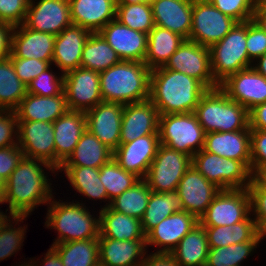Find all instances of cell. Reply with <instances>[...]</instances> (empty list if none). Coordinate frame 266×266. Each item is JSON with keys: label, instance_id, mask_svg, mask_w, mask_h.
<instances>
[{"label": "cell", "instance_id": "obj_1", "mask_svg": "<svg viewBox=\"0 0 266 266\" xmlns=\"http://www.w3.org/2000/svg\"><path fill=\"white\" fill-rule=\"evenodd\" d=\"M45 170L58 174L57 169L49 163L23 156L6 180L2 201L8 203V214L30 216L40 204L47 205L51 201L54 187Z\"/></svg>", "mask_w": 266, "mask_h": 266}, {"label": "cell", "instance_id": "obj_2", "mask_svg": "<svg viewBox=\"0 0 266 266\" xmlns=\"http://www.w3.org/2000/svg\"><path fill=\"white\" fill-rule=\"evenodd\" d=\"M207 89L195 78L163 66L150 72L149 100L159 115L191 113Z\"/></svg>", "mask_w": 266, "mask_h": 266}, {"label": "cell", "instance_id": "obj_3", "mask_svg": "<svg viewBox=\"0 0 266 266\" xmlns=\"http://www.w3.org/2000/svg\"><path fill=\"white\" fill-rule=\"evenodd\" d=\"M150 72L144 62L125 60L100 72L103 101L126 105L148 100Z\"/></svg>", "mask_w": 266, "mask_h": 266}, {"label": "cell", "instance_id": "obj_4", "mask_svg": "<svg viewBox=\"0 0 266 266\" xmlns=\"http://www.w3.org/2000/svg\"><path fill=\"white\" fill-rule=\"evenodd\" d=\"M54 198L47 204L44 223L47 228L58 232L52 244L99 238V213L95 217L83 201L74 203L72 200L71 203Z\"/></svg>", "mask_w": 266, "mask_h": 266}, {"label": "cell", "instance_id": "obj_5", "mask_svg": "<svg viewBox=\"0 0 266 266\" xmlns=\"http://www.w3.org/2000/svg\"><path fill=\"white\" fill-rule=\"evenodd\" d=\"M194 114L205 133L250 130L249 111L219 87L209 89L201 96Z\"/></svg>", "mask_w": 266, "mask_h": 266}, {"label": "cell", "instance_id": "obj_6", "mask_svg": "<svg viewBox=\"0 0 266 266\" xmlns=\"http://www.w3.org/2000/svg\"><path fill=\"white\" fill-rule=\"evenodd\" d=\"M246 38L247 21L237 22L222 40L209 48L211 71L218 84L230 75L252 67L253 61L247 54Z\"/></svg>", "mask_w": 266, "mask_h": 266}, {"label": "cell", "instance_id": "obj_7", "mask_svg": "<svg viewBox=\"0 0 266 266\" xmlns=\"http://www.w3.org/2000/svg\"><path fill=\"white\" fill-rule=\"evenodd\" d=\"M160 144L193 157L203 149L205 131L194 112L159 115Z\"/></svg>", "mask_w": 266, "mask_h": 266}, {"label": "cell", "instance_id": "obj_8", "mask_svg": "<svg viewBox=\"0 0 266 266\" xmlns=\"http://www.w3.org/2000/svg\"><path fill=\"white\" fill-rule=\"evenodd\" d=\"M192 165L220 189H245L252 181V172L242 161L220 157L203 149L192 157Z\"/></svg>", "mask_w": 266, "mask_h": 266}, {"label": "cell", "instance_id": "obj_9", "mask_svg": "<svg viewBox=\"0 0 266 266\" xmlns=\"http://www.w3.org/2000/svg\"><path fill=\"white\" fill-rule=\"evenodd\" d=\"M191 165L192 157L160 144L144 180L153 192L176 191Z\"/></svg>", "mask_w": 266, "mask_h": 266}, {"label": "cell", "instance_id": "obj_10", "mask_svg": "<svg viewBox=\"0 0 266 266\" xmlns=\"http://www.w3.org/2000/svg\"><path fill=\"white\" fill-rule=\"evenodd\" d=\"M237 23L223 14L209 0H193L192 26L188 40L210 48L219 42Z\"/></svg>", "mask_w": 266, "mask_h": 266}, {"label": "cell", "instance_id": "obj_11", "mask_svg": "<svg viewBox=\"0 0 266 266\" xmlns=\"http://www.w3.org/2000/svg\"><path fill=\"white\" fill-rule=\"evenodd\" d=\"M251 215L250 196L245 189H221L199 222L204 227L232 226Z\"/></svg>", "mask_w": 266, "mask_h": 266}, {"label": "cell", "instance_id": "obj_12", "mask_svg": "<svg viewBox=\"0 0 266 266\" xmlns=\"http://www.w3.org/2000/svg\"><path fill=\"white\" fill-rule=\"evenodd\" d=\"M197 79L207 90L219 87L211 71L210 50L191 40H184L163 66Z\"/></svg>", "mask_w": 266, "mask_h": 266}, {"label": "cell", "instance_id": "obj_13", "mask_svg": "<svg viewBox=\"0 0 266 266\" xmlns=\"http://www.w3.org/2000/svg\"><path fill=\"white\" fill-rule=\"evenodd\" d=\"M69 110L87 112L103 101L99 72L78 67L64 74L63 89Z\"/></svg>", "mask_w": 266, "mask_h": 266}, {"label": "cell", "instance_id": "obj_14", "mask_svg": "<svg viewBox=\"0 0 266 266\" xmlns=\"http://www.w3.org/2000/svg\"><path fill=\"white\" fill-rule=\"evenodd\" d=\"M17 144L25 157L39 159L55 168L53 123L18 121Z\"/></svg>", "mask_w": 266, "mask_h": 266}, {"label": "cell", "instance_id": "obj_15", "mask_svg": "<svg viewBox=\"0 0 266 266\" xmlns=\"http://www.w3.org/2000/svg\"><path fill=\"white\" fill-rule=\"evenodd\" d=\"M24 24L35 31L60 34L73 24L69 0H30Z\"/></svg>", "mask_w": 266, "mask_h": 266}, {"label": "cell", "instance_id": "obj_16", "mask_svg": "<svg viewBox=\"0 0 266 266\" xmlns=\"http://www.w3.org/2000/svg\"><path fill=\"white\" fill-rule=\"evenodd\" d=\"M219 88L248 111L266 102V77L253 67L230 75L219 84Z\"/></svg>", "mask_w": 266, "mask_h": 266}, {"label": "cell", "instance_id": "obj_17", "mask_svg": "<svg viewBox=\"0 0 266 266\" xmlns=\"http://www.w3.org/2000/svg\"><path fill=\"white\" fill-rule=\"evenodd\" d=\"M123 104L100 102L85 112L86 129L114 151L120 145Z\"/></svg>", "mask_w": 266, "mask_h": 266}, {"label": "cell", "instance_id": "obj_18", "mask_svg": "<svg viewBox=\"0 0 266 266\" xmlns=\"http://www.w3.org/2000/svg\"><path fill=\"white\" fill-rule=\"evenodd\" d=\"M159 146V134L141 136L134 141L120 144L113 151V158L124 170L144 179Z\"/></svg>", "mask_w": 266, "mask_h": 266}, {"label": "cell", "instance_id": "obj_19", "mask_svg": "<svg viewBox=\"0 0 266 266\" xmlns=\"http://www.w3.org/2000/svg\"><path fill=\"white\" fill-rule=\"evenodd\" d=\"M220 190L191 165L180 180L176 191L182 200L183 210L200 219Z\"/></svg>", "mask_w": 266, "mask_h": 266}, {"label": "cell", "instance_id": "obj_20", "mask_svg": "<svg viewBox=\"0 0 266 266\" xmlns=\"http://www.w3.org/2000/svg\"><path fill=\"white\" fill-rule=\"evenodd\" d=\"M114 49L121 60L144 62L148 34L124 26L116 19L98 32Z\"/></svg>", "mask_w": 266, "mask_h": 266}, {"label": "cell", "instance_id": "obj_21", "mask_svg": "<svg viewBox=\"0 0 266 266\" xmlns=\"http://www.w3.org/2000/svg\"><path fill=\"white\" fill-rule=\"evenodd\" d=\"M159 112L148 99L124 106L120 144L134 141L141 136L159 134Z\"/></svg>", "mask_w": 266, "mask_h": 266}, {"label": "cell", "instance_id": "obj_22", "mask_svg": "<svg viewBox=\"0 0 266 266\" xmlns=\"http://www.w3.org/2000/svg\"><path fill=\"white\" fill-rule=\"evenodd\" d=\"M198 223L199 219L195 215L186 211L176 212L158 223L146 235V246L158 247L155 252L170 253Z\"/></svg>", "mask_w": 266, "mask_h": 266}, {"label": "cell", "instance_id": "obj_23", "mask_svg": "<svg viewBox=\"0 0 266 266\" xmlns=\"http://www.w3.org/2000/svg\"><path fill=\"white\" fill-rule=\"evenodd\" d=\"M55 35L29 29L25 24L15 26L9 58H35L52 62Z\"/></svg>", "mask_w": 266, "mask_h": 266}, {"label": "cell", "instance_id": "obj_24", "mask_svg": "<svg viewBox=\"0 0 266 266\" xmlns=\"http://www.w3.org/2000/svg\"><path fill=\"white\" fill-rule=\"evenodd\" d=\"M154 23L189 39L193 0H151Z\"/></svg>", "mask_w": 266, "mask_h": 266}, {"label": "cell", "instance_id": "obj_25", "mask_svg": "<svg viewBox=\"0 0 266 266\" xmlns=\"http://www.w3.org/2000/svg\"><path fill=\"white\" fill-rule=\"evenodd\" d=\"M92 32L78 25L66 27L55 36L52 63L61 73L80 67L83 47Z\"/></svg>", "mask_w": 266, "mask_h": 266}, {"label": "cell", "instance_id": "obj_26", "mask_svg": "<svg viewBox=\"0 0 266 266\" xmlns=\"http://www.w3.org/2000/svg\"><path fill=\"white\" fill-rule=\"evenodd\" d=\"M55 142V169L73 153L81 135L86 130L85 112L68 110L53 122Z\"/></svg>", "mask_w": 266, "mask_h": 266}, {"label": "cell", "instance_id": "obj_27", "mask_svg": "<svg viewBox=\"0 0 266 266\" xmlns=\"http://www.w3.org/2000/svg\"><path fill=\"white\" fill-rule=\"evenodd\" d=\"M203 150L220 157L242 161L250 169V130L206 133Z\"/></svg>", "mask_w": 266, "mask_h": 266}, {"label": "cell", "instance_id": "obj_28", "mask_svg": "<svg viewBox=\"0 0 266 266\" xmlns=\"http://www.w3.org/2000/svg\"><path fill=\"white\" fill-rule=\"evenodd\" d=\"M69 4L72 23L92 33L116 17V0H69Z\"/></svg>", "mask_w": 266, "mask_h": 266}, {"label": "cell", "instance_id": "obj_29", "mask_svg": "<svg viewBox=\"0 0 266 266\" xmlns=\"http://www.w3.org/2000/svg\"><path fill=\"white\" fill-rule=\"evenodd\" d=\"M68 110L64 91L57 96H38L27 93L15 109V113L18 121L53 123Z\"/></svg>", "mask_w": 266, "mask_h": 266}, {"label": "cell", "instance_id": "obj_30", "mask_svg": "<svg viewBox=\"0 0 266 266\" xmlns=\"http://www.w3.org/2000/svg\"><path fill=\"white\" fill-rule=\"evenodd\" d=\"M98 242L99 264L102 266H140L148 252L146 240L98 238Z\"/></svg>", "mask_w": 266, "mask_h": 266}, {"label": "cell", "instance_id": "obj_31", "mask_svg": "<svg viewBox=\"0 0 266 266\" xmlns=\"http://www.w3.org/2000/svg\"><path fill=\"white\" fill-rule=\"evenodd\" d=\"M99 238L119 241L146 240L141 220L113 210L110 206L99 209Z\"/></svg>", "mask_w": 266, "mask_h": 266}, {"label": "cell", "instance_id": "obj_32", "mask_svg": "<svg viewBox=\"0 0 266 266\" xmlns=\"http://www.w3.org/2000/svg\"><path fill=\"white\" fill-rule=\"evenodd\" d=\"M58 172L63 171L69 183H71V187L74 188L76 193H80L81 196H85V198H89L88 200H102V202L107 203L100 209H105L108 207V196L106 193V189L101 182L100 168H92V167H80V166H61ZM105 200V201H104Z\"/></svg>", "mask_w": 266, "mask_h": 266}, {"label": "cell", "instance_id": "obj_33", "mask_svg": "<svg viewBox=\"0 0 266 266\" xmlns=\"http://www.w3.org/2000/svg\"><path fill=\"white\" fill-rule=\"evenodd\" d=\"M209 249L207 233L199 222L170 253L180 266H205Z\"/></svg>", "mask_w": 266, "mask_h": 266}, {"label": "cell", "instance_id": "obj_34", "mask_svg": "<svg viewBox=\"0 0 266 266\" xmlns=\"http://www.w3.org/2000/svg\"><path fill=\"white\" fill-rule=\"evenodd\" d=\"M112 158L113 151L86 129L73 153L61 166L100 168Z\"/></svg>", "mask_w": 266, "mask_h": 266}, {"label": "cell", "instance_id": "obj_35", "mask_svg": "<svg viewBox=\"0 0 266 266\" xmlns=\"http://www.w3.org/2000/svg\"><path fill=\"white\" fill-rule=\"evenodd\" d=\"M184 40L180 35L155 25L148 33L144 63L150 70L164 66Z\"/></svg>", "mask_w": 266, "mask_h": 266}, {"label": "cell", "instance_id": "obj_36", "mask_svg": "<svg viewBox=\"0 0 266 266\" xmlns=\"http://www.w3.org/2000/svg\"><path fill=\"white\" fill-rule=\"evenodd\" d=\"M209 248L226 247L248 241H260L258 226L252 216L232 226L204 227Z\"/></svg>", "mask_w": 266, "mask_h": 266}, {"label": "cell", "instance_id": "obj_37", "mask_svg": "<svg viewBox=\"0 0 266 266\" xmlns=\"http://www.w3.org/2000/svg\"><path fill=\"white\" fill-rule=\"evenodd\" d=\"M183 203L177 191L151 192L147 208L141 219L142 230L147 235L158 223L176 212H182Z\"/></svg>", "mask_w": 266, "mask_h": 266}, {"label": "cell", "instance_id": "obj_38", "mask_svg": "<svg viewBox=\"0 0 266 266\" xmlns=\"http://www.w3.org/2000/svg\"><path fill=\"white\" fill-rule=\"evenodd\" d=\"M120 61L114 49L96 32L90 34L83 47L80 67L100 73Z\"/></svg>", "mask_w": 266, "mask_h": 266}, {"label": "cell", "instance_id": "obj_39", "mask_svg": "<svg viewBox=\"0 0 266 266\" xmlns=\"http://www.w3.org/2000/svg\"><path fill=\"white\" fill-rule=\"evenodd\" d=\"M58 252L63 266H97L99 264L98 239L77 240L51 244Z\"/></svg>", "mask_w": 266, "mask_h": 266}, {"label": "cell", "instance_id": "obj_40", "mask_svg": "<svg viewBox=\"0 0 266 266\" xmlns=\"http://www.w3.org/2000/svg\"><path fill=\"white\" fill-rule=\"evenodd\" d=\"M26 94L27 85L18 78L11 59L0 60V109L15 110Z\"/></svg>", "mask_w": 266, "mask_h": 266}, {"label": "cell", "instance_id": "obj_41", "mask_svg": "<svg viewBox=\"0 0 266 266\" xmlns=\"http://www.w3.org/2000/svg\"><path fill=\"white\" fill-rule=\"evenodd\" d=\"M152 190L144 179L127 189L110 203V207L120 213L139 220L144 216Z\"/></svg>", "mask_w": 266, "mask_h": 266}, {"label": "cell", "instance_id": "obj_42", "mask_svg": "<svg viewBox=\"0 0 266 266\" xmlns=\"http://www.w3.org/2000/svg\"><path fill=\"white\" fill-rule=\"evenodd\" d=\"M99 178L106 189L108 206L113 199L141 180L135 174L124 170L114 158L100 167Z\"/></svg>", "mask_w": 266, "mask_h": 266}, {"label": "cell", "instance_id": "obj_43", "mask_svg": "<svg viewBox=\"0 0 266 266\" xmlns=\"http://www.w3.org/2000/svg\"><path fill=\"white\" fill-rule=\"evenodd\" d=\"M115 19L124 26L146 34L155 27L151 2L117 4Z\"/></svg>", "mask_w": 266, "mask_h": 266}, {"label": "cell", "instance_id": "obj_44", "mask_svg": "<svg viewBox=\"0 0 266 266\" xmlns=\"http://www.w3.org/2000/svg\"><path fill=\"white\" fill-rule=\"evenodd\" d=\"M261 241H248L226 247L210 248L205 266H242Z\"/></svg>", "mask_w": 266, "mask_h": 266}, {"label": "cell", "instance_id": "obj_45", "mask_svg": "<svg viewBox=\"0 0 266 266\" xmlns=\"http://www.w3.org/2000/svg\"><path fill=\"white\" fill-rule=\"evenodd\" d=\"M28 216H11L0 226V261L17 254L26 238L27 225L20 226ZM13 223V224H12ZM18 225V227L16 226ZM15 226V227H14ZM26 226V227H25Z\"/></svg>", "mask_w": 266, "mask_h": 266}, {"label": "cell", "instance_id": "obj_46", "mask_svg": "<svg viewBox=\"0 0 266 266\" xmlns=\"http://www.w3.org/2000/svg\"><path fill=\"white\" fill-rule=\"evenodd\" d=\"M56 75L51 67L34 78L27 86V93L38 96H57L64 89V74Z\"/></svg>", "mask_w": 266, "mask_h": 266}, {"label": "cell", "instance_id": "obj_47", "mask_svg": "<svg viewBox=\"0 0 266 266\" xmlns=\"http://www.w3.org/2000/svg\"><path fill=\"white\" fill-rule=\"evenodd\" d=\"M223 14L232 17L237 22L253 19L256 0H209Z\"/></svg>", "mask_w": 266, "mask_h": 266}, {"label": "cell", "instance_id": "obj_48", "mask_svg": "<svg viewBox=\"0 0 266 266\" xmlns=\"http://www.w3.org/2000/svg\"><path fill=\"white\" fill-rule=\"evenodd\" d=\"M10 59L18 78L27 86L34 78L49 69L52 65V62L41 61L35 58Z\"/></svg>", "mask_w": 266, "mask_h": 266}, {"label": "cell", "instance_id": "obj_49", "mask_svg": "<svg viewBox=\"0 0 266 266\" xmlns=\"http://www.w3.org/2000/svg\"><path fill=\"white\" fill-rule=\"evenodd\" d=\"M30 0H0V22L19 26L24 24Z\"/></svg>", "mask_w": 266, "mask_h": 266}, {"label": "cell", "instance_id": "obj_50", "mask_svg": "<svg viewBox=\"0 0 266 266\" xmlns=\"http://www.w3.org/2000/svg\"><path fill=\"white\" fill-rule=\"evenodd\" d=\"M246 46L248 57L253 62L266 54V31L253 20L247 21Z\"/></svg>", "mask_w": 266, "mask_h": 266}, {"label": "cell", "instance_id": "obj_51", "mask_svg": "<svg viewBox=\"0 0 266 266\" xmlns=\"http://www.w3.org/2000/svg\"><path fill=\"white\" fill-rule=\"evenodd\" d=\"M18 120L15 110L0 109V148L17 145Z\"/></svg>", "mask_w": 266, "mask_h": 266}, {"label": "cell", "instance_id": "obj_52", "mask_svg": "<svg viewBox=\"0 0 266 266\" xmlns=\"http://www.w3.org/2000/svg\"><path fill=\"white\" fill-rule=\"evenodd\" d=\"M251 165L253 172L266 168V130H250Z\"/></svg>", "mask_w": 266, "mask_h": 266}, {"label": "cell", "instance_id": "obj_53", "mask_svg": "<svg viewBox=\"0 0 266 266\" xmlns=\"http://www.w3.org/2000/svg\"><path fill=\"white\" fill-rule=\"evenodd\" d=\"M247 190L250 196L251 216L259 228L266 221V190L260 189L253 181Z\"/></svg>", "mask_w": 266, "mask_h": 266}, {"label": "cell", "instance_id": "obj_54", "mask_svg": "<svg viewBox=\"0 0 266 266\" xmlns=\"http://www.w3.org/2000/svg\"><path fill=\"white\" fill-rule=\"evenodd\" d=\"M23 151L17 145L0 148V176L6 181L19 161L23 158Z\"/></svg>", "mask_w": 266, "mask_h": 266}, {"label": "cell", "instance_id": "obj_55", "mask_svg": "<svg viewBox=\"0 0 266 266\" xmlns=\"http://www.w3.org/2000/svg\"><path fill=\"white\" fill-rule=\"evenodd\" d=\"M140 266H180L171 253L151 252L146 253Z\"/></svg>", "mask_w": 266, "mask_h": 266}, {"label": "cell", "instance_id": "obj_56", "mask_svg": "<svg viewBox=\"0 0 266 266\" xmlns=\"http://www.w3.org/2000/svg\"><path fill=\"white\" fill-rule=\"evenodd\" d=\"M14 26L0 22V60H4L11 55L12 34Z\"/></svg>", "mask_w": 266, "mask_h": 266}, {"label": "cell", "instance_id": "obj_57", "mask_svg": "<svg viewBox=\"0 0 266 266\" xmlns=\"http://www.w3.org/2000/svg\"><path fill=\"white\" fill-rule=\"evenodd\" d=\"M250 130H266V102L249 110Z\"/></svg>", "mask_w": 266, "mask_h": 266}, {"label": "cell", "instance_id": "obj_58", "mask_svg": "<svg viewBox=\"0 0 266 266\" xmlns=\"http://www.w3.org/2000/svg\"><path fill=\"white\" fill-rule=\"evenodd\" d=\"M44 259L41 258V261L37 258V260L31 258L28 261L20 262L21 264L16 266H63L62 260L58 254V252L51 246L44 254ZM40 263V264H38Z\"/></svg>", "mask_w": 266, "mask_h": 266}, {"label": "cell", "instance_id": "obj_59", "mask_svg": "<svg viewBox=\"0 0 266 266\" xmlns=\"http://www.w3.org/2000/svg\"><path fill=\"white\" fill-rule=\"evenodd\" d=\"M252 181L260 188L266 190V168H258L252 172Z\"/></svg>", "mask_w": 266, "mask_h": 266}, {"label": "cell", "instance_id": "obj_60", "mask_svg": "<svg viewBox=\"0 0 266 266\" xmlns=\"http://www.w3.org/2000/svg\"><path fill=\"white\" fill-rule=\"evenodd\" d=\"M257 62V63H256ZM252 67L261 75L266 77V54L258 57L252 64Z\"/></svg>", "mask_w": 266, "mask_h": 266}, {"label": "cell", "instance_id": "obj_61", "mask_svg": "<svg viewBox=\"0 0 266 266\" xmlns=\"http://www.w3.org/2000/svg\"><path fill=\"white\" fill-rule=\"evenodd\" d=\"M252 20L266 31V11H254Z\"/></svg>", "mask_w": 266, "mask_h": 266}, {"label": "cell", "instance_id": "obj_62", "mask_svg": "<svg viewBox=\"0 0 266 266\" xmlns=\"http://www.w3.org/2000/svg\"><path fill=\"white\" fill-rule=\"evenodd\" d=\"M0 204H4V202L1 200L0 201ZM7 213V210L5 211V213L0 210V226L3 225L11 216V214H6Z\"/></svg>", "mask_w": 266, "mask_h": 266}, {"label": "cell", "instance_id": "obj_63", "mask_svg": "<svg viewBox=\"0 0 266 266\" xmlns=\"http://www.w3.org/2000/svg\"><path fill=\"white\" fill-rule=\"evenodd\" d=\"M117 4H135L143 2H151V0H116Z\"/></svg>", "mask_w": 266, "mask_h": 266}, {"label": "cell", "instance_id": "obj_64", "mask_svg": "<svg viewBox=\"0 0 266 266\" xmlns=\"http://www.w3.org/2000/svg\"><path fill=\"white\" fill-rule=\"evenodd\" d=\"M255 11H266V0H256Z\"/></svg>", "mask_w": 266, "mask_h": 266}, {"label": "cell", "instance_id": "obj_65", "mask_svg": "<svg viewBox=\"0 0 266 266\" xmlns=\"http://www.w3.org/2000/svg\"><path fill=\"white\" fill-rule=\"evenodd\" d=\"M260 241L266 237V221L258 228Z\"/></svg>", "mask_w": 266, "mask_h": 266}, {"label": "cell", "instance_id": "obj_66", "mask_svg": "<svg viewBox=\"0 0 266 266\" xmlns=\"http://www.w3.org/2000/svg\"><path fill=\"white\" fill-rule=\"evenodd\" d=\"M6 187V181L2 176H0V196L3 197Z\"/></svg>", "mask_w": 266, "mask_h": 266}]
</instances>
